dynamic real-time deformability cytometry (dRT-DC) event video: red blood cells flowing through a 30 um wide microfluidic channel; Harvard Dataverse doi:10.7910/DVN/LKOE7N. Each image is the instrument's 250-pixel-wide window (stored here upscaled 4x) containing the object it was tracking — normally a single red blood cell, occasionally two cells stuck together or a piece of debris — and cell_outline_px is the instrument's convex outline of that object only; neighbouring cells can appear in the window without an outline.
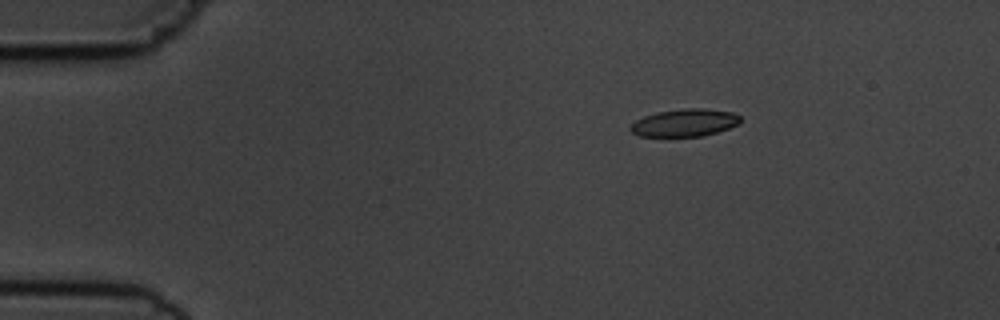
{"species": "common noctule bat (a hibernating species)", "species_latin": "Nyctalus noctula", "temperature_condition": "cold", "stored_images_in_passage": 3, "camera_frame_rate_fps": 3000, "um_per_image_px": 0.085, "animal": {"sex": "male", "body_mass_g": 19.5, "forearm_length_mm": 54.6}, "frame": {"image": 1, "passage_image": 1, "time_ms": 0.0, "image_size_px": [1000, 320], "cell_outline_px": [[740, 124], [716, 132], [700, 136], [640, 136], [632, 132], [628, 128], [636, 120], [644, 116], [660, 112], [684, 108], [704, 108], [732, 112], [740, 116]], "centroid_in_image_um": [58.21, 10.43], "position_along_channel_um": 26.8, "area_um2": 17.46}}